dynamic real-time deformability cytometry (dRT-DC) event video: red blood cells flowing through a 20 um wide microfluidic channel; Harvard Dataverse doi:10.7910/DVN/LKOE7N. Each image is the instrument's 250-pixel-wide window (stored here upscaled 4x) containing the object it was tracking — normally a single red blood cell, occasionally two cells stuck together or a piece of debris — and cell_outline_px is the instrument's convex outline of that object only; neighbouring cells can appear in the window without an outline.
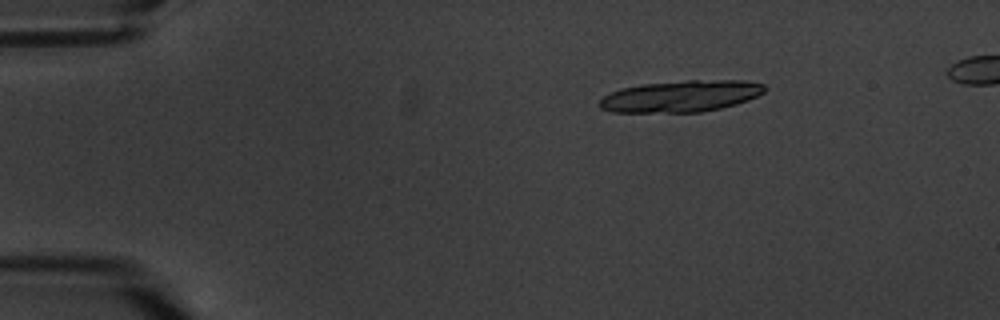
{"species": "common noctule bat (a hibernating species)", "species_latin": "Nyctalus noctula", "temperature_condition": "warm", "stored_images_in_passage": 5, "camera_frame_rate_fps": 3000, "um_per_image_px": 0.085, "animal": {"sex": "male", "body_mass_g": 20.1, "forearm_length_mm": 53.5}, "frame": {"image": 1, "passage_image": 1, "time_ms": 0.0, "image_size_px": [1000, 320], "cell_outline_px": [[764, 92], [748, 100], [736, 104], [720, 108], [700, 112], [612, 112], [600, 108], [596, 104], [604, 96], [620, 88], [640, 84], [688, 80], [744, 80], [764, 84]], "centroid_in_image_um": [57.84, 8.17], "position_along_channel_um": 27.2, "area_um2": 30.4}}